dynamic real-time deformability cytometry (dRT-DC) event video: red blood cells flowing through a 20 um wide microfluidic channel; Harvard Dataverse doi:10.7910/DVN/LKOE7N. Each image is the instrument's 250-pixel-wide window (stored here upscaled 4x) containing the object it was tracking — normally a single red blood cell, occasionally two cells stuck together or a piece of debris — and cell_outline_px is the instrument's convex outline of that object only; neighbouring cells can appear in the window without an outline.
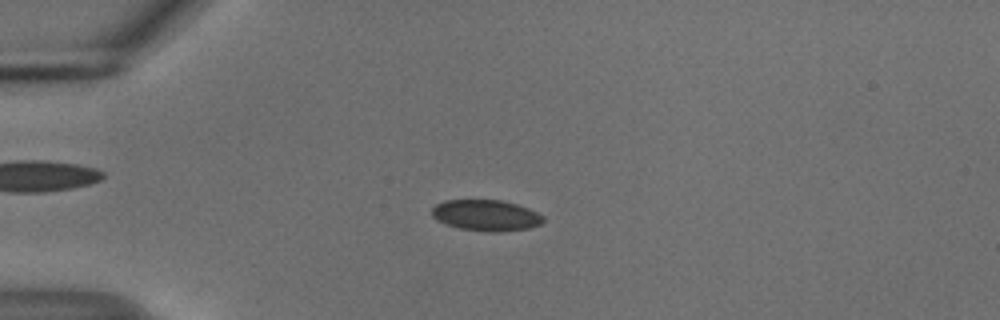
{"species": "common noctule bat (a hibernating species)", "species_latin": "Nyctalus noctula", "temperature_condition": "cold", "stored_images_in_passage": 44, "camera_frame_rate_fps": 3000, "um_per_image_px": 0.085, "animal": {"sex": "male", "body_mass_g": 18.8}, "frame": {"image": 1, "passage_image": 4, "time_ms": 1.0, "image_size_px": [1000, 320], "cell_outline_px": [[544, 220], [540, 224], [528, 228], [496, 232], [484, 232], [460, 228], [444, 224], [436, 220], [432, 216], [432, 208], [436, 204], [444, 200], [500, 200], [516, 204], [528, 208], [544, 216]], "centroid_in_image_um": [41.28, 18.31], "position_along_channel_um": 43.7, "area_um2": 20.17}}
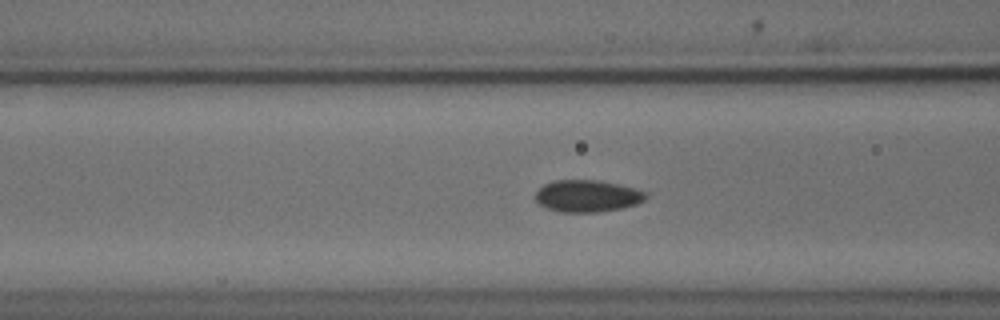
{"frame": {"image": 2, "passage_image": 12, "time_ms": 3.667, "image_size_px": [1000, 320], "cell_outline_px": [[648, 196], [644, 200], [636, 204], [620, 208], [600, 212], [560, 212], [548, 208], [540, 204], [532, 196], [544, 184], [552, 180], [600, 180], [620, 184], [636, 188], [648, 192]], "centroid_in_image_um": [49.93, 16.65], "position_along_channel_um": 116.7, "area_um2": 20.81}}
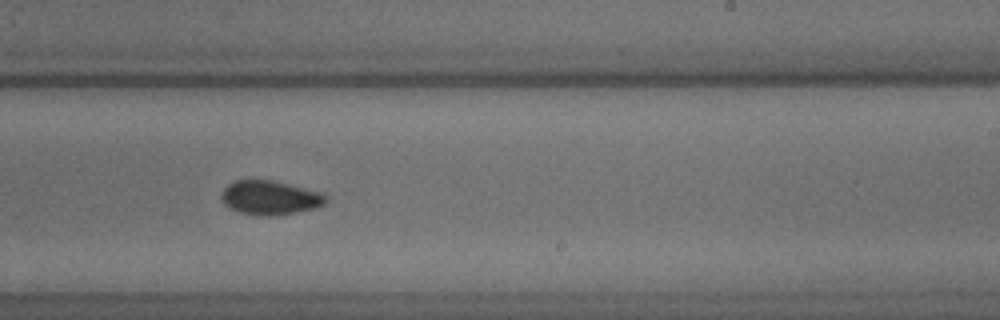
{"frame": {"image": 3, "passage_image": 24, "time_ms": 7.667, "image_size_px": [1000, 320], "cell_outline_px": [[328, 200], [324, 204], [316, 208], [296, 212], [272, 216], [264, 216], [240, 212], [228, 208], [220, 200], [220, 196], [224, 188], [228, 184], [236, 180], [272, 180], [320, 192], [328, 196]], "centroid_in_image_um": [22.93, 16.81], "position_along_channel_um": 266.1, "area_um2": 20.81}, "authors_computed_cell_mechanics": {"area_um2": 20.4034, "velocity_mm_per_s": 3.7335, "shape_relaxation_time_tau1_ms": null, "shape_relaxation_time_tau2_ms": 3.0071, "deformation_change_tau1": null, "deformation_change_tau2": 0.0583}}